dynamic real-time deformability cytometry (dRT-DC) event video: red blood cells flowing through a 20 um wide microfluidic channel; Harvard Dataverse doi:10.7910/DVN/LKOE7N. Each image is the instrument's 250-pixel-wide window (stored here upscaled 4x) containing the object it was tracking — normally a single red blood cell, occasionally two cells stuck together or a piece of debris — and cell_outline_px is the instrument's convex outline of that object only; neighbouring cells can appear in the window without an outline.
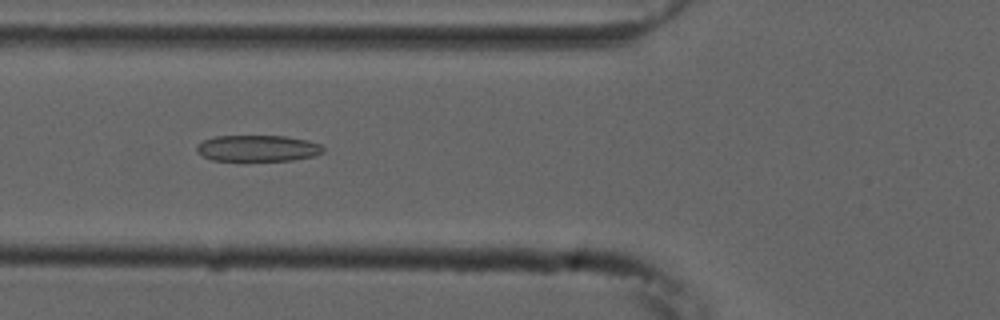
{"species": "common noctule bat (a hibernating species)", "species_latin": "Nyctalus noctula", "temperature_condition": "cold", "stored_images_in_passage": 37, "camera_frame_rate_fps": 3000, "um_per_image_px": 0.085, "animal": {"sex": "male", "forearm_length_mm": 52.5}, "frame": {"image": 1, "passage_image": 19, "time_ms": 6.0, "image_size_px": [1000, 320], "cell_outline_px": [[324, 152], [316, 156], [292, 160], [244, 164], [212, 160], [196, 152], [196, 144], [204, 140], [216, 136], [284, 136], [308, 140], [320, 144], [324, 148]], "centroid_in_image_um": [21.88, 12.66], "position_along_channel_um": 103.9, "area_um2": 20.52}}
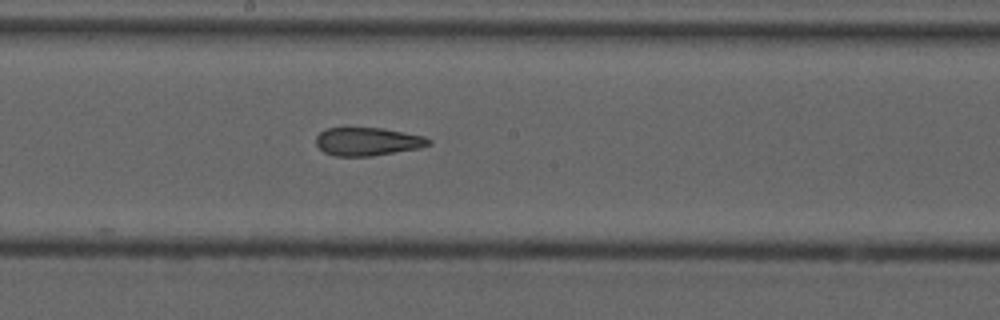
{"frame": {"image": 2, "passage_image": 28, "time_ms": 9.0, "image_size_px": [1000, 320], "cell_outline_px": [[432, 144], [420, 148], [372, 156], [336, 156], [324, 152], [316, 144], [316, 136], [324, 128], [344, 124], [380, 128], [404, 132], [424, 136], [432, 140]], "centroid_in_image_um": [31.19, 11.98], "position_along_channel_um": 217.0, "area_um2": 19.36}}
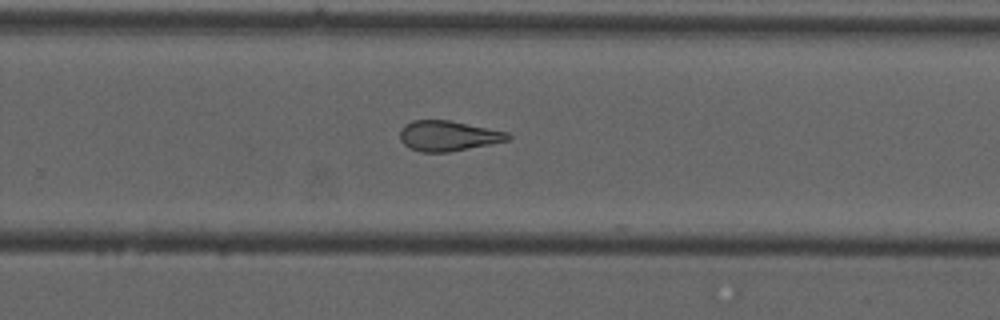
{"frame": {"image": 3, "passage_image": 34, "time_ms": 11.0, "image_size_px": [1000, 320], "cell_outline_px": [[512, 136], [508, 140], [448, 152], [420, 152], [408, 148], [400, 140], [400, 132], [404, 124], [412, 120], [448, 120], [508, 132]], "centroid_in_image_um": [38.04, 11.54], "position_along_channel_um": 291.8, "area_um2": 18.9}}